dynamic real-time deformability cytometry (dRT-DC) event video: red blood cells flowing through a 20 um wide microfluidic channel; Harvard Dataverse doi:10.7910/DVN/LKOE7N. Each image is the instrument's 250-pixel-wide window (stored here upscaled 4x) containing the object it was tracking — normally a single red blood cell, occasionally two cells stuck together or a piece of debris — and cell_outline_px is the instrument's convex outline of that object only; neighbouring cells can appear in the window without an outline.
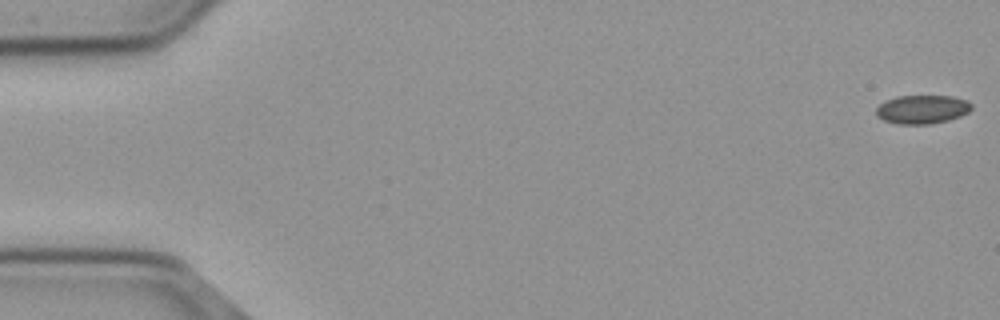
{"species": "common noctule bat (a hibernating species)", "species_latin": "Nyctalus noctula", "temperature_condition": "cold", "stored_images_in_passage": 57, "camera_frame_rate_fps": 3000, "um_per_image_px": 0.085, "animal": {"sex": "male", "body_mass_g": 23.1, "forearm_length_mm": 52.7}, "frame": {"image": 1, "passage_image": 1, "time_ms": 0.0, "image_size_px": [1000, 320], "cell_outline_px": [[972, 108], [968, 112], [960, 116], [948, 120], [932, 124], [900, 124], [884, 120], [876, 116], [876, 108], [884, 100], [896, 96], [952, 96], [968, 100], [972, 104]], "centroid_in_image_um": [78.39, 9.29], "position_along_channel_um": 6.6, "area_um2": 16.07}}
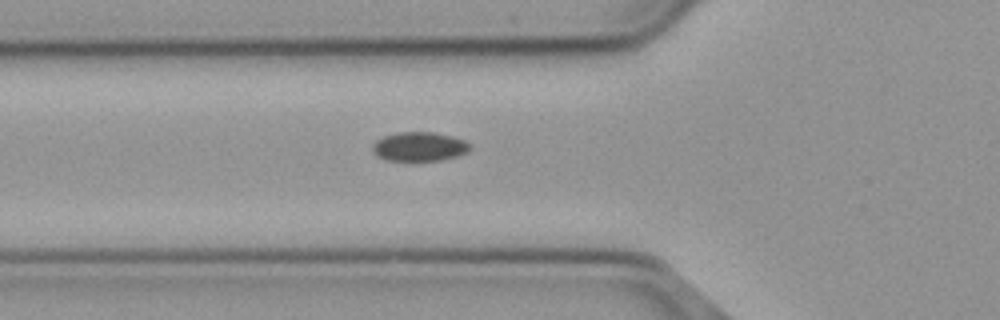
{"frame": {"image": 2, "passage_image": 20, "time_ms": 6.333, "image_size_px": [1000, 320], "cell_outline_px": [[472, 148], [468, 152], [460, 156], [440, 160], [388, 160], [376, 156], [372, 152], [372, 144], [376, 140], [384, 136], [396, 132], [432, 132], [452, 136], [464, 140], [472, 144]], "centroid_in_image_um": [35.67, 12.46], "position_along_channel_um": 90.1, "area_um2": 16.76}}
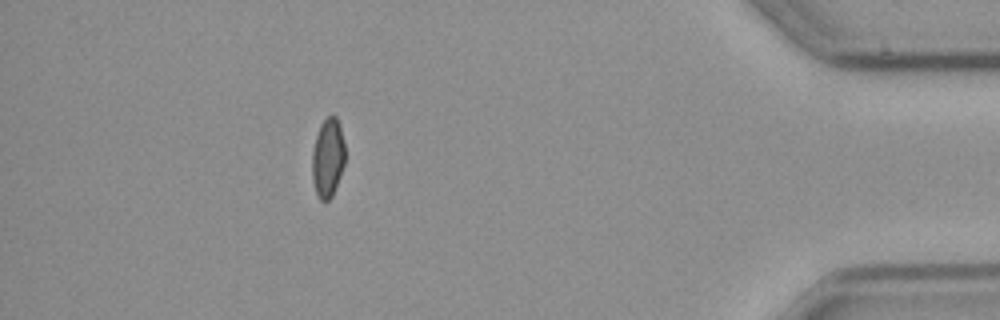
{"frame": {"image": 3, "passage_image": 50, "time_ms": 16.333, "image_size_px": [1000, 320], "cell_outline_px": [[344, 164], [340, 176], [332, 196], [324, 204], [320, 200], [316, 192], [312, 180], [312, 152], [316, 136], [320, 124], [328, 116], [336, 116], [340, 124], [344, 144]], "centroid_in_image_um": [27.85, 13.43], "position_along_channel_um": 407.3, "area_um2": 15.2}}